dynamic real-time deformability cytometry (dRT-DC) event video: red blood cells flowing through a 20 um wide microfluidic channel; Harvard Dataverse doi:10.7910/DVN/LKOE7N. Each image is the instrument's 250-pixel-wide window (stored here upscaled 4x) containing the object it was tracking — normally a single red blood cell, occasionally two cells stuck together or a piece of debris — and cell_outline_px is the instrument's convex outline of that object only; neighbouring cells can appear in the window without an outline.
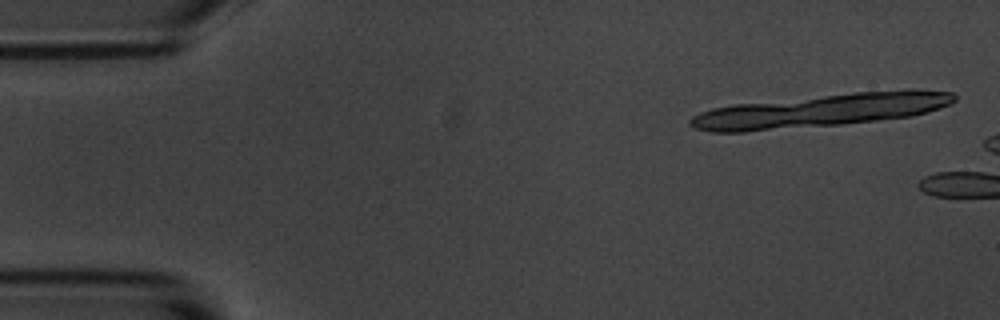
{"species": "common noctule bat (a hibernating species)", "species_latin": "Nyctalus noctula", "temperature_condition": "room temperature", "stored_images_in_passage": 2, "camera_frame_rate_fps": 3000, "um_per_image_px": 0.085, "animal": {"sex": "male", "body_mass_g": 20.1, "forearm_length_mm": 53.5}, "frame": {"image": 1, "passage_image": 2, "time_ms": 0.333, "image_size_px": [1000, 320], "cell_outline_px": [[888, 116], [860, 120], [756, 128], [708, 128], [712, 112], [724, 108], [840, 96], [876, 96]], "centroid_in_image_um": [67.9, 9.58], "position_along_channel_um": 17.1, "area_um2": 28.78}}